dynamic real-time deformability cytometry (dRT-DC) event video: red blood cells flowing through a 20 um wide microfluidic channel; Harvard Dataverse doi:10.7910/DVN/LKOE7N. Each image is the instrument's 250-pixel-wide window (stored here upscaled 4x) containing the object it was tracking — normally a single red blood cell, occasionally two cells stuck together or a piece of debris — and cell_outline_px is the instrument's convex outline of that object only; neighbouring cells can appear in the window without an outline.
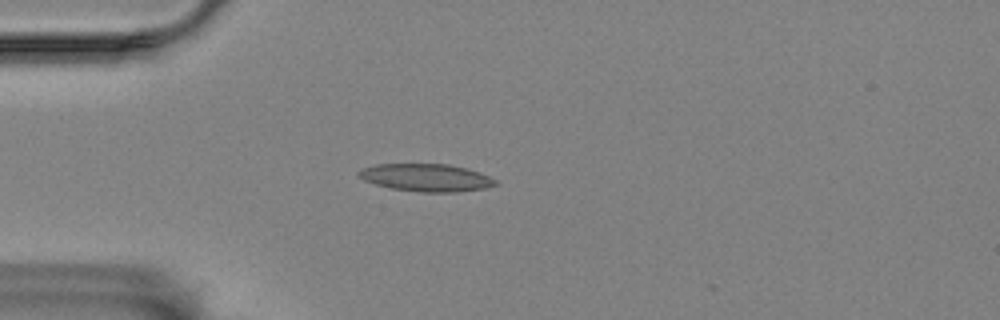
{"species": "Egyptian fruit bat (a non-hibernating species)", "species_latin": "Rousettus aegyptiacus", "temperature_condition": "room temperature", "stored_images_in_passage": 40, "camera_frame_rate_fps": 3000, "um_per_image_px": 0.085, "animal": {"sex": "female"}, "frame": {"image": 1, "passage_image": 1, "time_ms": 0.0, "image_size_px": [1000, 320], "cell_outline_px": [[500, 184], [484, 188], [456, 192], [420, 192], [392, 188], [376, 184], [364, 180], [356, 176], [356, 172], [360, 168], [376, 164], [448, 164], [468, 168], [488, 176], [496, 180]], "centroid_in_image_um": [36.2, 15.09], "position_along_channel_um": 48.8, "area_um2": 22.08}}
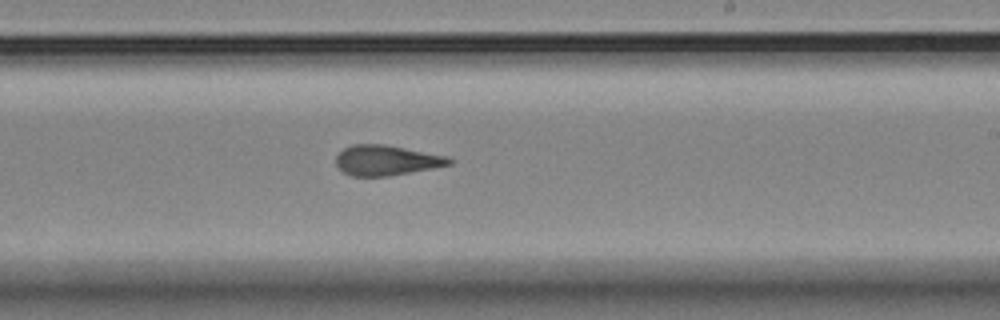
{"frame": {"image": 2, "passage_image": 20, "time_ms": 6.333, "image_size_px": [1000, 320], "cell_outline_px": [[452, 164], [388, 176], [352, 176], [344, 172], [336, 164], [336, 156], [344, 148], [352, 144], [384, 144], [448, 156], [452, 160]], "centroid_in_image_um": [32.83, 13.62], "position_along_channel_um": 256.2, "area_um2": 19.71}}
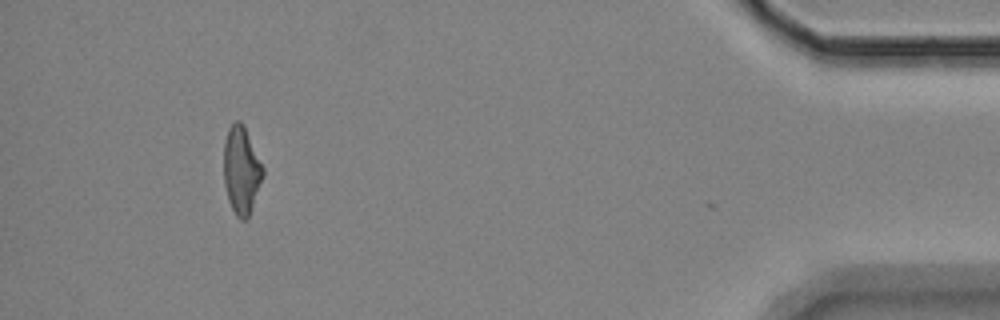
{"frame": {"image": 3, "passage_image": 39, "time_ms": 12.667, "image_size_px": [1000, 320], "cell_outline_px": [[264, 176], [248, 220], [240, 220], [236, 216], [228, 200], [224, 184], [224, 140], [228, 128], [236, 120], [240, 120], [244, 124], [264, 168]], "centroid_in_image_um": [20.53, 14.48], "position_along_channel_um": 414.7, "area_um2": 20.35}, "authors_computed_cell_mechanics": {"area_um2": 20.2011, "velocity_mm_per_s": 3.4677, "shape_relaxation_time_tau1_ms": 9.6678, "shape_relaxation_time_tau2_ms": 2.4087, "deformation_change_tau1": 0.2581, "deformation_change_tau2": 0.1215}}